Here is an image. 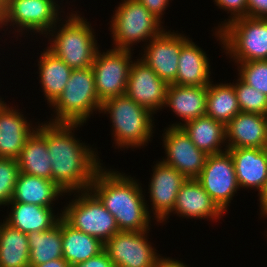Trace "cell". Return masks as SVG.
I'll return each instance as SVG.
<instances>
[{"label":"cell","mask_w":267,"mask_h":267,"mask_svg":"<svg viewBox=\"0 0 267 267\" xmlns=\"http://www.w3.org/2000/svg\"><path fill=\"white\" fill-rule=\"evenodd\" d=\"M73 12L68 13L65 19L61 18L44 36L50 44L46 48L70 68L86 69L94 63L100 45L90 22L80 12Z\"/></svg>","instance_id":"obj_3"},{"label":"cell","mask_w":267,"mask_h":267,"mask_svg":"<svg viewBox=\"0 0 267 267\" xmlns=\"http://www.w3.org/2000/svg\"><path fill=\"white\" fill-rule=\"evenodd\" d=\"M143 4L149 12H151L156 18L162 22L163 15L165 10L169 7L171 0H138Z\"/></svg>","instance_id":"obj_36"},{"label":"cell","mask_w":267,"mask_h":267,"mask_svg":"<svg viewBox=\"0 0 267 267\" xmlns=\"http://www.w3.org/2000/svg\"><path fill=\"white\" fill-rule=\"evenodd\" d=\"M4 12H5V0H0V24L3 20Z\"/></svg>","instance_id":"obj_42"},{"label":"cell","mask_w":267,"mask_h":267,"mask_svg":"<svg viewBox=\"0 0 267 267\" xmlns=\"http://www.w3.org/2000/svg\"><path fill=\"white\" fill-rule=\"evenodd\" d=\"M58 2V0H5V12L0 31L2 29L4 31L6 26L8 31V26H13L15 35L17 31V37L29 31L31 34L33 32L45 36L60 21V18L64 17L63 6L60 9L61 3Z\"/></svg>","instance_id":"obj_9"},{"label":"cell","mask_w":267,"mask_h":267,"mask_svg":"<svg viewBox=\"0 0 267 267\" xmlns=\"http://www.w3.org/2000/svg\"><path fill=\"white\" fill-rule=\"evenodd\" d=\"M171 213L182 218L216 222L225 214L196 179H187L182 184Z\"/></svg>","instance_id":"obj_18"},{"label":"cell","mask_w":267,"mask_h":267,"mask_svg":"<svg viewBox=\"0 0 267 267\" xmlns=\"http://www.w3.org/2000/svg\"><path fill=\"white\" fill-rule=\"evenodd\" d=\"M191 141L207 155L227 151L225 125L208 116L198 117L180 126ZM224 147V149H223Z\"/></svg>","instance_id":"obj_26"},{"label":"cell","mask_w":267,"mask_h":267,"mask_svg":"<svg viewBox=\"0 0 267 267\" xmlns=\"http://www.w3.org/2000/svg\"><path fill=\"white\" fill-rule=\"evenodd\" d=\"M10 211L3 221L22 233L43 232L51 229L62 218V212L55 214L54 207H43L22 202H9Z\"/></svg>","instance_id":"obj_22"},{"label":"cell","mask_w":267,"mask_h":267,"mask_svg":"<svg viewBox=\"0 0 267 267\" xmlns=\"http://www.w3.org/2000/svg\"><path fill=\"white\" fill-rule=\"evenodd\" d=\"M235 88L238 105L241 112L256 113L267 116V96L258 89L244 83L238 76Z\"/></svg>","instance_id":"obj_32"},{"label":"cell","mask_w":267,"mask_h":267,"mask_svg":"<svg viewBox=\"0 0 267 267\" xmlns=\"http://www.w3.org/2000/svg\"><path fill=\"white\" fill-rule=\"evenodd\" d=\"M32 267H71L63 258H58Z\"/></svg>","instance_id":"obj_41"},{"label":"cell","mask_w":267,"mask_h":267,"mask_svg":"<svg viewBox=\"0 0 267 267\" xmlns=\"http://www.w3.org/2000/svg\"><path fill=\"white\" fill-rule=\"evenodd\" d=\"M100 113L109 114L115 149L116 146L120 150L141 149L146 147L151 141L150 138L154 136L152 134L155 133L153 116L155 114L137 104L126 94L103 101Z\"/></svg>","instance_id":"obj_4"},{"label":"cell","mask_w":267,"mask_h":267,"mask_svg":"<svg viewBox=\"0 0 267 267\" xmlns=\"http://www.w3.org/2000/svg\"><path fill=\"white\" fill-rule=\"evenodd\" d=\"M196 42L188 39L181 47L178 73L174 84L182 86H205L213 79L210 77V58Z\"/></svg>","instance_id":"obj_24"},{"label":"cell","mask_w":267,"mask_h":267,"mask_svg":"<svg viewBox=\"0 0 267 267\" xmlns=\"http://www.w3.org/2000/svg\"><path fill=\"white\" fill-rule=\"evenodd\" d=\"M115 9L109 28L113 49L134 50L133 45L141 41L145 45L165 29L163 22L138 0H121Z\"/></svg>","instance_id":"obj_7"},{"label":"cell","mask_w":267,"mask_h":267,"mask_svg":"<svg viewBox=\"0 0 267 267\" xmlns=\"http://www.w3.org/2000/svg\"><path fill=\"white\" fill-rule=\"evenodd\" d=\"M248 17L267 19V0H247Z\"/></svg>","instance_id":"obj_38"},{"label":"cell","mask_w":267,"mask_h":267,"mask_svg":"<svg viewBox=\"0 0 267 267\" xmlns=\"http://www.w3.org/2000/svg\"><path fill=\"white\" fill-rule=\"evenodd\" d=\"M47 150V120L40 122L37 129L27 139L17 157L19 171L52 181V164Z\"/></svg>","instance_id":"obj_23"},{"label":"cell","mask_w":267,"mask_h":267,"mask_svg":"<svg viewBox=\"0 0 267 267\" xmlns=\"http://www.w3.org/2000/svg\"><path fill=\"white\" fill-rule=\"evenodd\" d=\"M66 193L53 181L46 178L19 173L10 202H22L43 207H53L59 196ZM54 201V202H53Z\"/></svg>","instance_id":"obj_25"},{"label":"cell","mask_w":267,"mask_h":267,"mask_svg":"<svg viewBox=\"0 0 267 267\" xmlns=\"http://www.w3.org/2000/svg\"><path fill=\"white\" fill-rule=\"evenodd\" d=\"M196 180L224 213L240 189L234 161L228 151L207 155L203 170Z\"/></svg>","instance_id":"obj_11"},{"label":"cell","mask_w":267,"mask_h":267,"mask_svg":"<svg viewBox=\"0 0 267 267\" xmlns=\"http://www.w3.org/2000/svg\"><path fill=\"white\" fill-rule=\"evenodd\" d=\"M238 99L232 83H217L208 85L206 100V116L226 125L240 113Z\"/></svg>","instance_id":"obj_30"},{"label":"cell","mask_w":267,"mask_h":267,"mask_svg":"<svg viewBox=\"0 0 267 267\" xmlns=\"http://www.w3.org/2000/svg\"><path fill=\"white\" fill-rule=\"evenodd\" d=\"M81 126L83 124L47 122L52 181L68 196L89 190L95 175L103 167L95 151L97 148L86 145L75 136L74 130Z\"/></svg>","instance_id":"obj_1"},{"label":"cell","mask_w":267,"mask_h":267,"mask_svg":"<svg viewBox=\"0 0 267 267\" xmlns=\"http://www.w3.org/2000/svg\"><path fill=\"white\" fill-rule=\"evenodd\" d=\"M38 58L37 74L39 73L41 92H44L45 100L51 106L62 94L73 69L47 48L41 51Z\"/></svg>","instance_id":"obj_27"},{"label":"cell","mask_w":267,"mask_h":267,"mask_svg":"<svg viewBox=\"0 0 267 267\" xmlns=\"http://www.w3.org/2000/svg\"><path fill=\"white\" fill-rule=\"evenodd\" d=\"M225 131L227 148H267V116L240 112Z\"/></svg>","instance_id":"obj_19"},{"label":"cell","mask_w":267,"mask_h":267,"mask_svg":"<svg viewBox=\"0 0 267 267\" xmlns=\"http://www.w3.org/2000/svg\"><path fill=\"white\" fill-rule=\"evenodd\" d=\"M239 78L267 96V60L235 63Z\"/></svg>","instance_id":"obj_33"},{"label":"cell","mask_w":267,"mask_h":267,"mask_svg":"<svg viewBox=\"0 0 267 267\" xmlns=\"http://www.w3.org/2000/svg\"><path fill=\"white\" fill-rule=\"evenodd\" d=\"M19 173L16 159L0 158V206L12 200Z\"/></svg>","instance_id":"obj_34"},{"label":"cell","mask_w":267,"mask_h":267,"mask_svg":"<svg viewBox=\"0 0 267 267\" xmlns=\"http://www.w3.org/2000/svg\"><path fill=\"white\" fill-rule=\"evenodd\" d=\"M154 267H188V265L185 262L183 263V261L161 255L157 258Z\"/></svg>","instance_id":"obj_39"},{"label":"cell","mask_w":267,"mask_h":267,"mask_svg":"<svg viewBox=\"0 0 267 267\" xmlns=\"http://www.w3.org/2000/svg\"><path fill=\"white\" fill-rule=\"evenodd\" d=\"M103 51L98 50L91 66L101 102L125 94L130 67L134 61L133 50L109 48L106 52Z\"/></svg>","instance_id":"obj_10"},{"label":"cell","mask_w":267,"mask_h":267,"mask_svg":"<svg viewBox=\"0 0 267 267\" xmlns=\"http://www.w3.org/2000/svg\"><path fill=\"white\" fill-rule=\"evenodd\" d=\"M101 104L92 67L73 69L62 94L49 106L54 113L48 122L86 124L97 111L100 113Z\"/></svg>","instance_id":"obj_5"},{"label":"cell","mask_w":267,"mask_h":267,"mask_svg":"<svg viewBox=\"0 0 267 267\" xmlns=\"http://www.w3.org/2000/svg\"><path fill=\"white\" fill-rule=\"evenodd\" d=\"M164 29L145 44L139 57L168 85L174 84L182 45L189 39L178 31ZM176 32V33H175Z\"/></svg>","instance_id":"obj_13"},{"label":"cell","mask_w":267,"mask_h":267,"mask_svg":"<svg viewBox=\"0 0 267 267\" xmlns=\"http://www.w3.org/2000/svg\"><path fill=\"white\" fill-rule=\"evenodd\" d=\"M30 267L63 258L61 219L51 229L43 232H29Z\"/></svg>","instance_id":"obj_31"},{"label":"cell","mask_w":267,"mask_h":267,"mask_svg":"<svg viewBox=\"0 0 267 267\" xmlns=\"http://www.w3.org/2000/svg\"><path fill=\"white\" fill-rule=\"evenodd\" d=\"M214 4L218 8L223 9L225 12L227 11V14L230 13L227 20L225 19L224 22L221 21V24H218V26L214 27L217 30H221L226 24L229 22L242 18V17H248V5L247 0H214Z\"/></svg>","instance_id":"obj_35"},{"label":"cell","mask_w":267,"mask_h":267,"mask_svg":"<svg viewBox=\"0 0 267 267\" xmlns=\"http://www.w3.org/2000/svg\"><path fill=\"white\" fill-rule=\"evenodd\" d=\"M259 210L261 218L267 219V181L263 185L262 189L258 192Z\"/></svg>","instance_id":"obj_40"},{"label":"cell","mask_w":267,"mask_h":267,"mask_svg":"<svg viewBox=\"0 0 267 267\" xmlns=\"http://www.w3.org/2000/svg\"><path fill=\"white\" fill-rule=\"evenodd\" d=\"M26 233L0 222V267H30Z\"/></svg>","instance_id":"obj_29"},{"label":"cell","mask_w":267,"mask_h":267,"mask_svg":"<svg viewBox=\"0 0 267 267\" xmlns=\"http://www.w3.org/2000/svg\"><path fill=\"white\" fill-rule=\"evenodd\" d=\"M72 267H115L109 255L103 251L99 255L89 258L87 261L73 265Z\"/></svg>","instance_id":"obj_37"},{"label":"cell","mask_w":267,"mask_h":267,"mask_svg":"<svg viewBox=\"0 0 267 267\" xmlns=\"http://www.w3.org/2000/svg\"><path fill=\"white\" fill-rule=\"evenodd\" d=\"M149 231H119L104 243L115 267H154L160 254L148 241Z\"/></svg>","instance_id":"obj_12"},{"label":"cell","mask_w":267,"mask_h":267,"mask_svg":"<svg viewBox=\"0 0 267 267\" xmlns=\"http://www.w3.org/2000/svg\"><path fill=\"white\" fill-rule=\"evenodd\" d=\"M135 60L130 67L125 94L156 114L164 108L169 85L139 57Z\"/></svg>","instance_id":"obj_16"},{"label":"cell","mask_w":267,"mask_h":267,"mask_svg":"<svg viewBox=\"0 0 267 267\" xmlns=\"http://www.w3.org/2000/svg\"><path fill=\"white\" fill-rule=\"evenodd\" d=\"M102 167L89 190L116 219L120 231L150 230L151 218L145 189L132 176ZM144 193V194H143Z\"/></svg>","instance_id":"obj_2"},{"label":"cell","mask_w":267,"mask_h":267,"mask_svg":"<svg viewBox=\"0 0 267 267\" xmlns=\"http://www.w3.org/2000/svg\"><path fill=\"white\" fill-rule=\"evenodd\" d=\"M240 189L260 191L267 181V148H228Z\"/></svg>","instance_id":"obj_21"},{"label":"cell","mask_w":267,"mask_h":267,"mask_svg":"<svg viewBox=\"0 0 267 267\" xmlns=\"http://www.w3.org/2000/svg\"><path fill=\"white\" fill-rule=\"evenodd\" d=\"M208 85L205 86H182L171 84L166 92L164 107L179 117L178 123H171L169 127H180L189 120L206 115V100Z\"/></svg>","instance_id":"obj_20"},{"label":"cell","mask_w":267,"mask_h":267,"mask_svg":"<svg viewBox=\"0 0 267 267\" xmlns=\"http://www.w3.org/2000/svg\"><path fill=\"white\" fill-rule=\"evenodd\" d=\"M73 197L61 209L62 219L72 228L96 237L103 243L120 231L114 216L90 190L74 192Z\"/></svg>","instance_id":"obj_8"},{"label":"cell","mask_w":267,"mask_h":267,"mask_svg":"<svg viewBox=\"0 0 267 267\" xmlns=\"http://www.w3.org/2000/svg\"><path fill=\"white\" fill-rule=\"evenodd\" d=\"M63 259L72 267L104 251V243L96 237L76 230L61 218Z\"/></svg>","instance_id":"obj_28"},{"label":"cell","mask_w":267,"mask_h":267,"mask_svg":"<svg viewBox=\"0 0 267 267\" xmlns=\"http://www.w3.org/2000/svg\"><path fill=\"white\" fill-rule=\"evenodd\" d=\"M152 169L151 180L148 184L150 194L148 201L151 202V209L149 208L148 211L150 215L153 214V220L165 225L169 216H172L171 212L174 209L177 194L187 178L161 160L156 162Z\"/></svg>","instance_id":"obj_15"},{"label":"cell","mask_w":267,"mask_h":267,"mask_svg":"<svg viewBox=\"0 0 267 267\" xmlns=\"http://www.w3.org/2000/svg\"><path fill=\"white\" fill-rule=\"evenodd\" d=\"M0 103V158L17 159L27 139L37 129L18 107ZM33 125V126H32Z\"/></svg>","instance_id":"obj_17"},{"label":"cell","mask_w":267,"mask_h":267,"mask_svg":"<svg viewBox=\"0 0 267 267\" xmlns=\"http://www.w3.org/2000/svg\"><path fill=\"white\" fill-rule=\"evenodd\" d=\"M213 34L234 63L267 60V19L238 18Z\"/></svg>","instance_id":"obj_6"},{"label":"cell","mask_w":267,"mask_h":267,"mask_svg":"<svg viewBox=\"0 0 267 267\" xmlns=\"http://www.w3.org/2000/svg\"><path fill=\"white\" fill-rule=\"evenodd\" d=\"M163 132L162 147L166 156L161 161L187 179H196L203 170L207 154L196 147L181 127H166Z\"/></svg>","instance_id":"obj_14"}]
</instances>
